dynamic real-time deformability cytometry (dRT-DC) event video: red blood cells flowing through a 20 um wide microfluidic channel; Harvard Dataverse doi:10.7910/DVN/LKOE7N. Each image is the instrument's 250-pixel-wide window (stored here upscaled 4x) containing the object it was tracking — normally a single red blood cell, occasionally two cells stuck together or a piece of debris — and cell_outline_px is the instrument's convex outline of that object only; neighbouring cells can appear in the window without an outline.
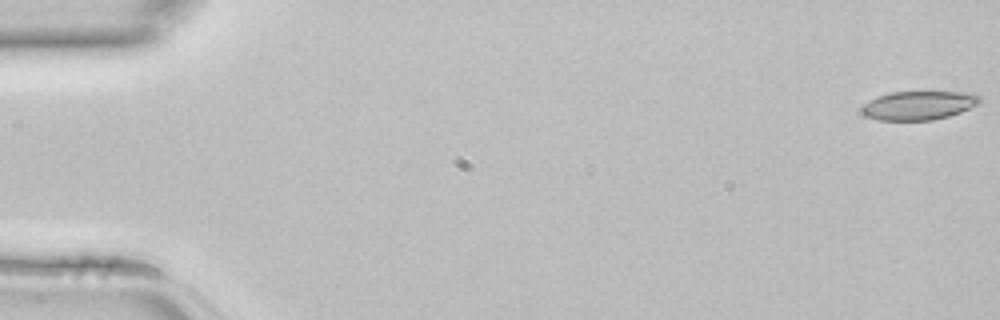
{"species": "common noctule bat (a hibernating species)", "species_latin": "Nyctalus noctula", "temperature_condition": "room temperature", "stored_images_in_passage": 11, "camera_frame_rate_fps": 3000, "um_per_image_px": 0.085, "animal": {"sex": "female", "body_mass_g": 22.7, "forearm_length_mm": 54.2}, "frame": {"image": 1, "passage_image": 1, "time_ms": 0.0, "image_size_px": [1000, 320], "cell_outline_px": [[980, 104], [960, 112], [948, 116], [932, 120], [876, 120], [864, 116], [860, 112], [860, 108], [868, 100], [876, 96], [892, 92], [976, 92], [980, 96]], "centroid_in_image_um": [78.07, 8.95], "position_along_channel_um": 6.9, "area_um2": 20.11}}